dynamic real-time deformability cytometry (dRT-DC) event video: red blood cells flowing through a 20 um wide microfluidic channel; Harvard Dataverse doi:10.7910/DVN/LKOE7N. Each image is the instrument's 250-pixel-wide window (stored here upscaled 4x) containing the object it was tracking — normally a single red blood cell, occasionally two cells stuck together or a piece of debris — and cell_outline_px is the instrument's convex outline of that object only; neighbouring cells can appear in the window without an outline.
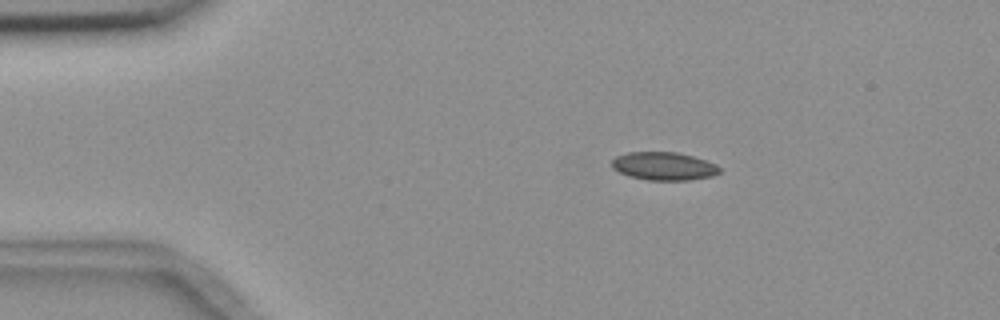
{"species": "common noctule bat (a hibernating species)", "species_latin": "Nyctalus noctula", "temperature_condition": "room temperature", "stored_images_in_passage": 4, "camera_frame_rate_fps": 3000, "um_per_image_px": 0.085, "animal": {"sex": "female", "body_mass_g": 18.4}, "frame": {"image": 1, "passage_image": 3, "time_ms": 2.333, "image_size_px": [1000, 320], "cell_outline_px": [[720, 172], [712, 176], [688, 180], [648, 180], [628, 176], [612, 168], [612, 160], [616, 156], [628, 152], [676, 152], [692, 156], [716, 164], [720, 168]], "centroid_in_image_um": [56.41, 14.12], "position_along_channel_um": 28.6, "area_um2": 17.57}}